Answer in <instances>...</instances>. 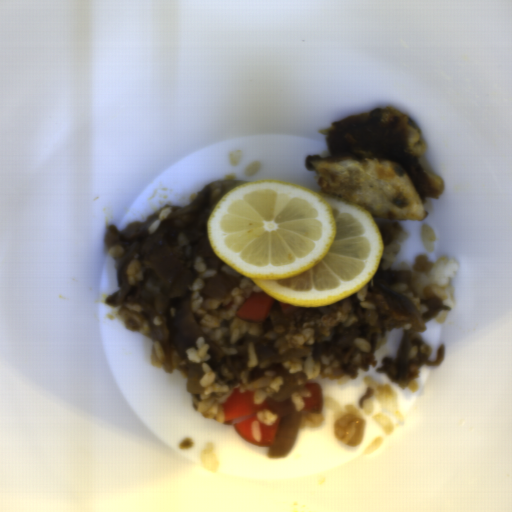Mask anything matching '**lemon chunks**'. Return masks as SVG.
<instances>
[{
  "instance_id": "lemon-chunks-1",
  "label": "lemon chunks",
  "mask_w": 512,
  "mask_h": 512,
  "mask_svg": "<svg viewBox=\"0 0 512 512\" xmlns=\"http://www.w3.org/2000/svg\"><path fill=\"white\" fill-rule=\"evenodd\" d=\"M207 232L228 266L278 301L308 309L352 296L384 253L369 211L278 179L231 189L209 214Z\"/></svg>"
}]
</instances>
